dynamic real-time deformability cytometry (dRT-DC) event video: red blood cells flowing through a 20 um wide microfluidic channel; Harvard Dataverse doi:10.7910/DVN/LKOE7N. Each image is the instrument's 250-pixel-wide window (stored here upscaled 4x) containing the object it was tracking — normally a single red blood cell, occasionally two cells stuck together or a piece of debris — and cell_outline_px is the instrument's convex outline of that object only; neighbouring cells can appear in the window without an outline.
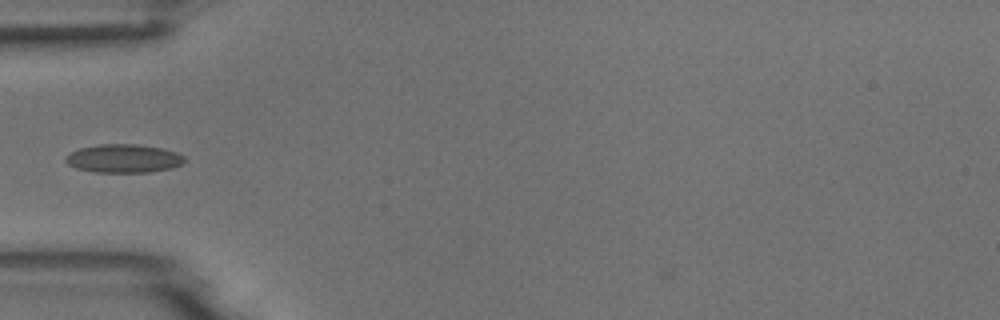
{"species": "common noctule bat (a hibernating species)", "species_latin": "Nyctalus noctula", "temperature_condition": "room temperature", "stored_images_in_passage": 5, "camera_frame_rate_fps": 3000, "um_per_image_px": 0.085, "animal": {"sex": "male", "body_mass_g": 18.8}, "frame": {"image": 1, "passage_image": 5, "time_ms": 5.333, "image_size_px": [1000, 320], "cell_outline_px": [[184, 164], [172, 168], [148, 172], [92, 172], [76, 168], [68, 164], [64, 160], [64, 156], [80, 148], [100, 144], [136, 144], [164, 148], [176, 152], [184, 156]], "centroid_in_image_um": [10.51, 13.47], "position_along_channel_um": 74.5, "area_um2": 19.83}}